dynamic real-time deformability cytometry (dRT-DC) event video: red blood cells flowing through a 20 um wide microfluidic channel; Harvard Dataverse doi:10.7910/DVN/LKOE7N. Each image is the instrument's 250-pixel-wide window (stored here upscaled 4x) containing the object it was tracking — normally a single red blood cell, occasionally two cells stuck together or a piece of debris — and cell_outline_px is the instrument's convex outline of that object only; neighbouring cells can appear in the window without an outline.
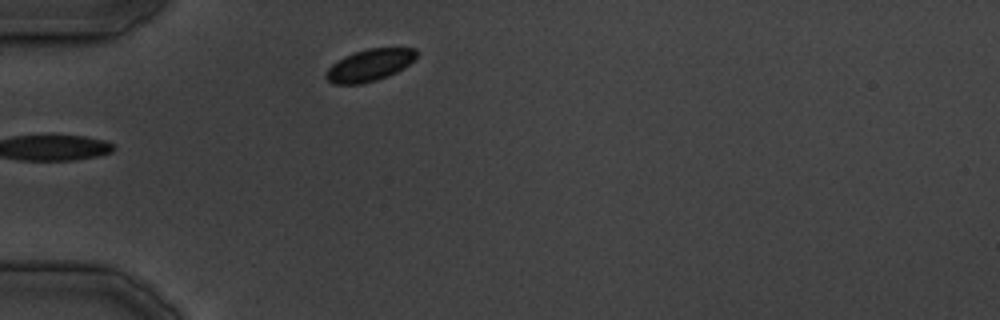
{"species": "common noctule bat (a hibernating species)", "species_latin": "Nyctalus noctula", "temperature_condition": "cold", "stored_images_in_passage": 18, "camera_frame_rate_fps": 3000, "um_per_image_px": 0.085, "animal": {"sex": "male", "body_mass_g": 19.5, "forearm_length_mm": 54.6}, "frame": {"image": 1, "passage_image": 1, "time_ms": 0.0, "image_size_px": [1000, 320], "cell_outline_px": [[416, 56], [404, 68], [388, 76], [376, 80], [360, 84], [332, 84], [324, 76], [328, 68], [332, 64], [344, 56], [368, 48], [416, 48]], "centroid_in_image_um": [31.38, 5.55], "position_along_channel_um": 53.6, "area_um2": 16.7}}